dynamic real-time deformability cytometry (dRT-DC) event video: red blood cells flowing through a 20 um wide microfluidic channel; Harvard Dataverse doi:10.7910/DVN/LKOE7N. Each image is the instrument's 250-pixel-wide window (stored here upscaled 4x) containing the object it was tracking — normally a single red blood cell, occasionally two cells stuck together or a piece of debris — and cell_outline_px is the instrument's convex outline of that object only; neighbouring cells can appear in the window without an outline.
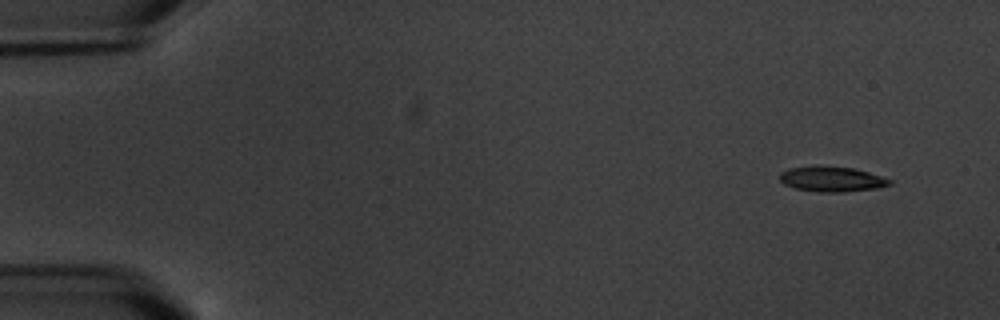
{"species": "common noctule bat (a hibernating species)", "species_latin": "Nyctalus noctula", "temperature_condition": "warm", "stored_images_in_passage": 5, "camera_frame_rate_fps": 3000, "um_per_image_px": 0.085, "animal": {"sex": "male", "body_mass_g": 20.1, "forearm_length_mm": 53.5}, "frame": {"image": 1, "passage_image": 1, "time_ms": 0.0, "image_size_px": [1000, 320], "cell_outline_px": [[892, 184], [876, 188], [844, 192], [816, 192], [796, 188], [784, 184], [780, 180], [780, 172], [788, 168], [812, 164], [820, 164], [852, 168], [868, 172], [892, 180]], "centroid_in_image_um": [70.65, 15.19], "position_along_channel_um": 14.4, "area_um2": 16.47}}
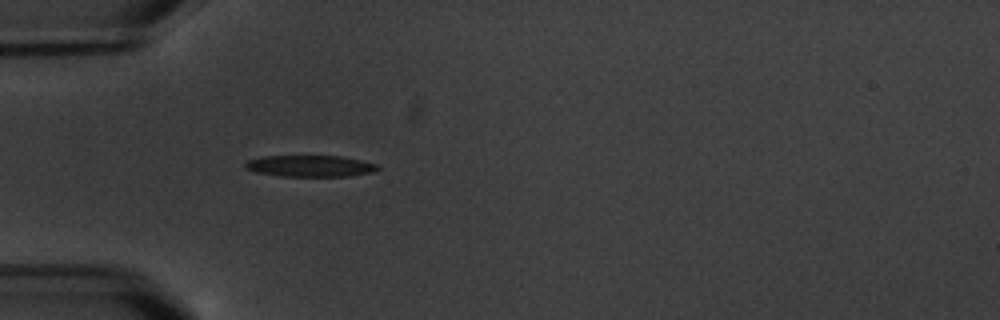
{"frame": {"image": 2, "passage_image": 5, "time_ms": 4.667, "image_size_px": [1000, 320], "cell_outline_px": [[380, 168], [372, 172], [348, 176], [280, 176], [256, 172], [244, 168], [244, 164], [248, 160], [260, 156], [340, 156], [360, 160], [376, 164]], "centroid_in_image_um": [26.31, 14.11], "position_along_channel_um": 58.7, "area_um2": 16.47}}